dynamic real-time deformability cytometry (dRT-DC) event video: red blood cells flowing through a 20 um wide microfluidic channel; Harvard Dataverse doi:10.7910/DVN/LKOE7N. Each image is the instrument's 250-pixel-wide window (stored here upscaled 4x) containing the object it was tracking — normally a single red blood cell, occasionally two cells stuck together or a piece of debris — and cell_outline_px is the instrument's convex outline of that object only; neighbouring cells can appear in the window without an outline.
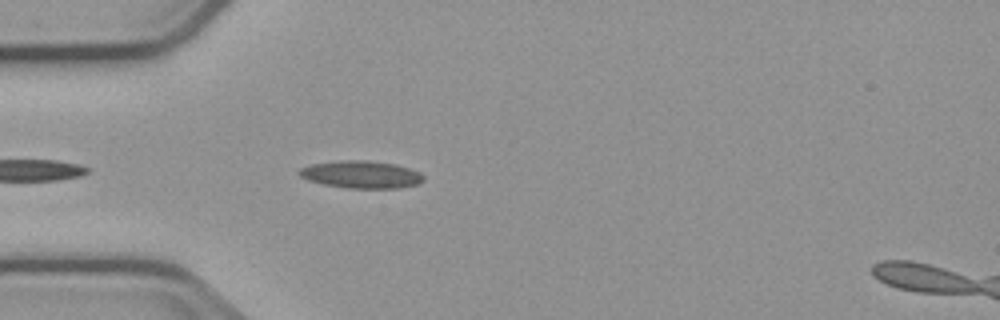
{"species": "common noctule bat (a hibernating species)", "species_latin": "Nyctalus noctula", "temperature_condition": "cold", "stored_images_in_passage": 4, "camera_frame_rate_fps": 3000, "um_per_image_px": 0.085, "animal": {"sex": "male", "body_mass_g": 23.1, "forearm_length_mm": 52.7}, "frame": {"image": 1, "passage_image": 4, "time_ms": 3.667, "image_size_px": [1000, 320], "cell_outline_px": [[424, 180], [420, 184], [400, 188], [348, 188], [324, 184], [308, 180], [300, 176], [296, 172], [300, 168], [312, 164], [340, 160], [368, 160], [396, 164], [420, 172], [424, 176]], "centroid_in_image_um": [30.72, 14.83], "position_along_channel_um": 54.3, "area_um2": 20.0}}